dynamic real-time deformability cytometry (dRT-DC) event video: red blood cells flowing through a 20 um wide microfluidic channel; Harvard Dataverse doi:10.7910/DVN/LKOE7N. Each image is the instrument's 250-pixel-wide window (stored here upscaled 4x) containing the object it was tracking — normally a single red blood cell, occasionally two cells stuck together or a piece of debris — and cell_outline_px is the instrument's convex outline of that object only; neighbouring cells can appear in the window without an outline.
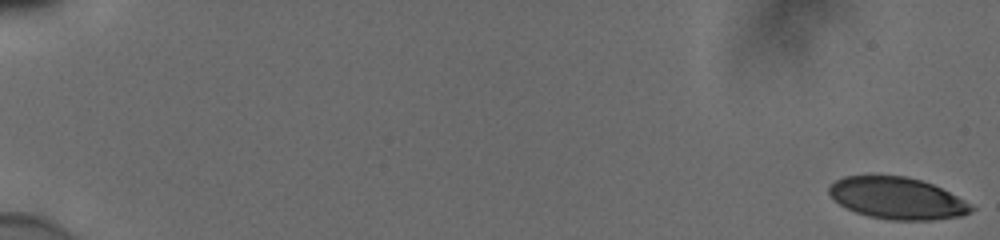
{"species": "human", "species_latin": "Homo sapiens", "temperature_condition": "cold", "stored_images_in_passage": 40, "camera_frame_rate_fps": 3000, "um_per_image_px": 0.085, "donor": {"sex": "male"}, "frame": {"image": 1, "passage_image": 1, "time_ms": 0.0, "image_size_px": [1000, 240], "cell_outline_px": [[976, 208], [972, 212], [960, 216], [932, 220], [888, 220], [868, 216], [856, 212], [840, 204], [828, 192], [828, 188], [836, 180], [844, 176], [908, 176], [932, 184], [964, 200]], "centroid_in_image_um": [76.28, 16.86], "position_along_channel_um": 8.7, "area_um2": 34.33}}
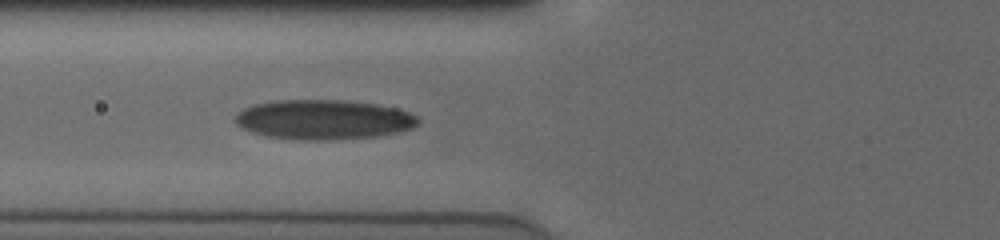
{"frame": {"image": 2, "passage_image": 24, "time_ms": 7.667, "image_size_px": [1000, 240], "cell_outline_px": [[420, 124], [412, 128], [396, 132], [372, 136], [328, 140], [292, 140], [264, 136], [240, 128], [236, 124], [236, 116], [244, 108], [256, 104], [276, 100], [344, 100], [376, 104], [396, 108], [408, 112], [416, 116], [420, 120]], "centroid_in_image_um": [27.48, 10.17], "position_along_channel_um": 98.3, "area_um2": 42.31}}
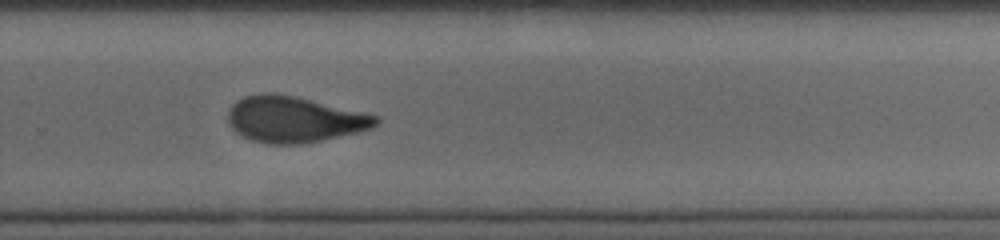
{"frame": {"image": 3, "passage_image": 40, "time_ms": 13.0, "image_size_px": [1000, 240], "cell_outline_px": [[380, 120], [376, 124], [360, 132], [300, 144], [264, 144], [252, 140], [236, 132], [228, 124], [228, 112], [232, 104], [236, 100], [244, 96], [260, 92], [272, 92], [296, 96], [380, 116]], "centroid_in_image_um": [24.97, 10.13], "position_along_channel_um": 304.8, "area_um2": 39.82}}